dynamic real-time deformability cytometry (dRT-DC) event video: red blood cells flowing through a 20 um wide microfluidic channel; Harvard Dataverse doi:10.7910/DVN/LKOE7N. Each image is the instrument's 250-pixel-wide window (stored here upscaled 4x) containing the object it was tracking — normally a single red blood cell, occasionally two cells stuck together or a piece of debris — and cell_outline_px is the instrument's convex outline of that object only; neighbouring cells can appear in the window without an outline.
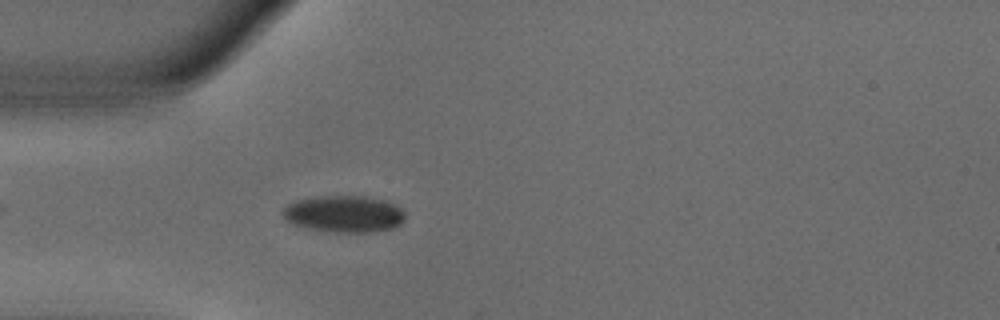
{"species": "common noctule bat (a hibernating species)", "species_latin": "Nyctalus noctula", "temperature_condition": "warm", "stored_images_in_passage": 21, "camera_frame_rate_fps": 3000, "um_per_image_px": 0.085, "animal": {"sex": "male", "body_mass_g": 18.8}, "frame": {"image": 1, "passage_image": 5, "time_ms": 1.333, "image_size_px": [1000, 320], "cell_outline_px": [[404, 220], [400, 224], [392, 228], [364, 232], [336, 232], [308, 228], [284, 220], [284, 208], [288, 204], [296, 200], [320, 196], [364, 196], [384, 200], [400, 208], [404, 212]], "centroid_in_image_um": [29.24, 18.17], "position_along_channel_um": 55.8, "area_um2": 25.78}}
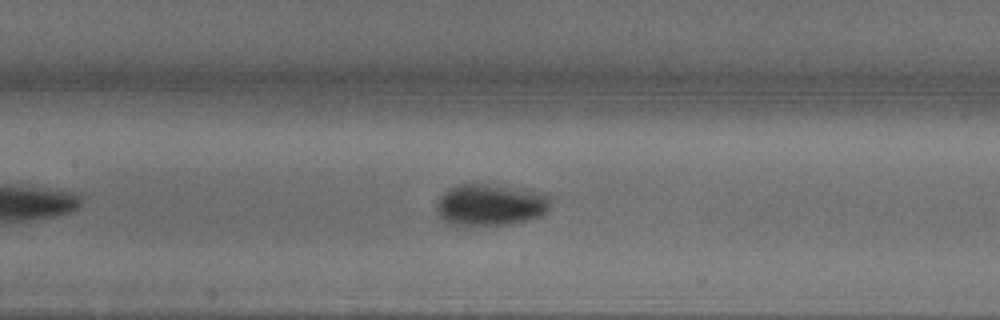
{"frame": {"image": 2, "passage_image": 14, "time_ms": 4.333, "image_size_px": [1000, 320], "cell_outline_px": [[548, 212], [544, 216], [528, 220], [508, 224], [476, 228], [460, 228], [444, 224], [440, 220], [436, 212], [436, 200], [448, 188], [456, 184], [488, 184], [544, 192], [548, 196]], "centroid_in_image_um": [41.58, 17.47], "position_along_channel_um": 165.8, "area_um2": 29.07}}
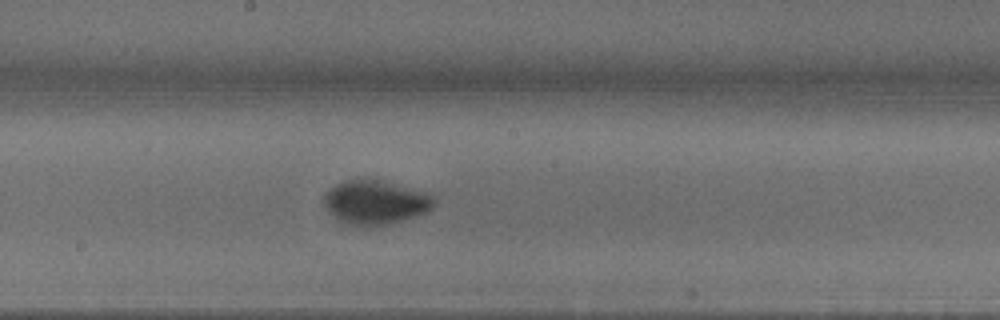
{"frame": {"image": 3, "passage_image": 18, "time_ms": 5.667, "image_size_px": [1000, 320], "cell_outline_px": [[436, 200], [432, 208], [428, 212], [416, 216], [388, 224], [368, 228], [360, 228], [344, 224], [328, 212], [324, 204], [324, 196], [336, 184], [344, 180], [364, 176], [428, 192], [436, 196]], "centroid_in_image_um": [31.91, 17.2], "position_along_channel_um": 216.3, "area_um2": 29.19}}